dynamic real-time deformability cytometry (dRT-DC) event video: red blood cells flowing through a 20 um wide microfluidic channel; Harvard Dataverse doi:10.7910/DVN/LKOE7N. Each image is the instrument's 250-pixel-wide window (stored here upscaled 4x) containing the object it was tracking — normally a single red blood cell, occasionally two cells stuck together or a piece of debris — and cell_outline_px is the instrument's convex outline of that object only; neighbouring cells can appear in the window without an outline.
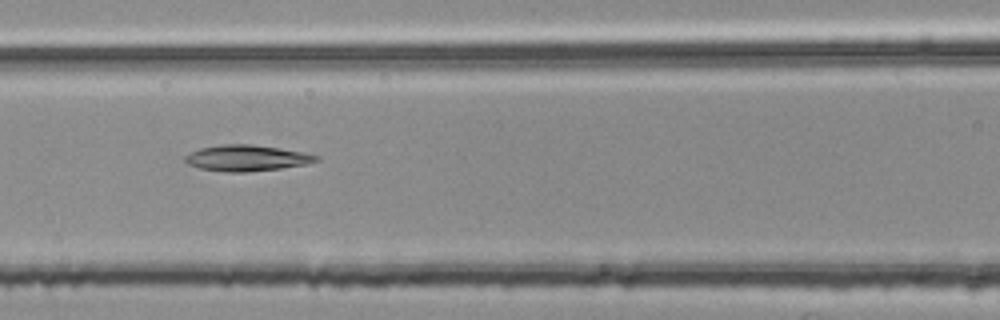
{"species": "common noctule bat (a hibernating species)", "species_latin": "Nyctalus noctula", "temperature_condition": "room temperature", "stored_images_in_passage": 6, "camera_frame_rate_fps": 3000, "um_per_image_px": 0.085, "animal": {"sex": "female", "body_mass_g": 25.1}, "frame": {"image": 1, "passage_image": 6, "time_ms": 1.667, "image_size_px": [1000, 320], "cell_outline_px": [[320, 160], [308, 164], [280, 168], [244, 172], [228, 172], [200, 168], [188, 164], [184, 160], [184, 156], [188, 152], [200, 148], [220, 144], [252, 144], [300, 152], [320, 156]], "centroid_in_image_um": [20.93, 13.43], "position_along_channel_um": 145.7, "area_um2": 19.77}}